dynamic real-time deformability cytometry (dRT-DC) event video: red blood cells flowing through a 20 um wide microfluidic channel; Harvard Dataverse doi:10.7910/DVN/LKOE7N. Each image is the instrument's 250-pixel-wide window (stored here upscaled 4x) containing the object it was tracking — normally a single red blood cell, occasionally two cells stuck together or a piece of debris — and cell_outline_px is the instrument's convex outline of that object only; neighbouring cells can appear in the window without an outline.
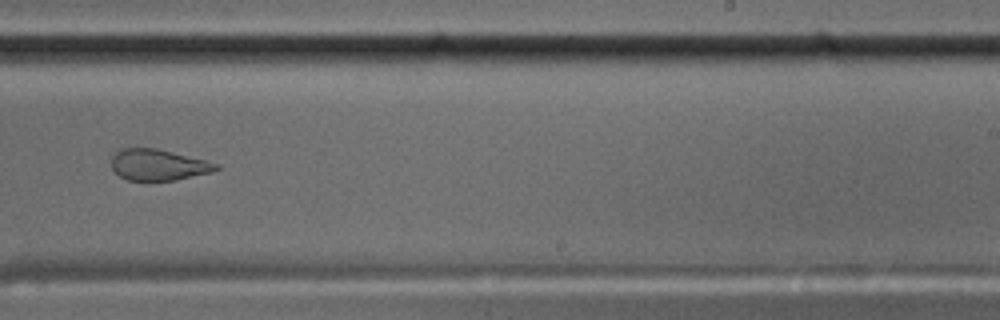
{"species": "common noctule bat (a hibernating species)", "species_latin": "Nyctalus noctula", "temperature_condition": "cold", "stored_images_in_passage": 11, "camera_frame_rate_fps": 3000, "um_per_image_px": 0.085, "animal": {"sex": "male", "body_mass_g": 17.5, "forearm_length_mm": 52.3}, "frame": {"image": 1, "passage_image": 10, "time_ms": 3.0, "image_size_px": [1000, 320], "cell_outline_px": [[220, 168], [212, 172], [176, 180], [128, 180], [112, 172], [112, 156], [116, 148], [156, 148], [208, 160], [220, 164]], "centroid_in_image_um": [13.45, 14.0], "position_along_channel_um": 275.6, "area_um2": 19.31}}